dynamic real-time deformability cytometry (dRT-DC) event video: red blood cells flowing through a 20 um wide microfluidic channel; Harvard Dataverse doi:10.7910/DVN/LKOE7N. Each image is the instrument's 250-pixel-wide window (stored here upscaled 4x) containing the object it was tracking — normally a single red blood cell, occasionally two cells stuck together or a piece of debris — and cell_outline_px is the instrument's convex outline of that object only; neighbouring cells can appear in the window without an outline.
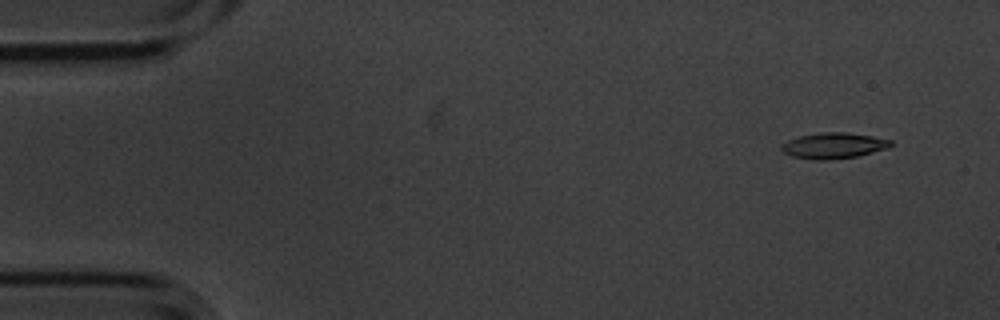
{"species": "common noctule bat (a hibernating species)", "species_latin": "Nyctalus noctula", "temperature_condition": "cold", "stored_images_in_passage": 5, "camera_frame_rate_fps": 3000, "um_per_image_px": 0.085, "animal": {"sex": "male", "body_mass_g": 20.1, "forearm_length_mm": 53.5}, "frame": {"image": 1, "passage_image": 1, "time_ms": 0.0, "image_size_px": [1000, 320], "cell_outline_px": [[892, 144], [888, 148], [856, 156], [828, 160], [816, 160], [792, 156], [784, 152], [780, 148], [780, 144], [788, 140], [800, 136], [820, 132], [848, 132], [872, 136], [892, 140]], "centroid_in_image_um": [70.84, 12.37], "position_along_channel_um": 14.2, "area_um2": 16.42}}
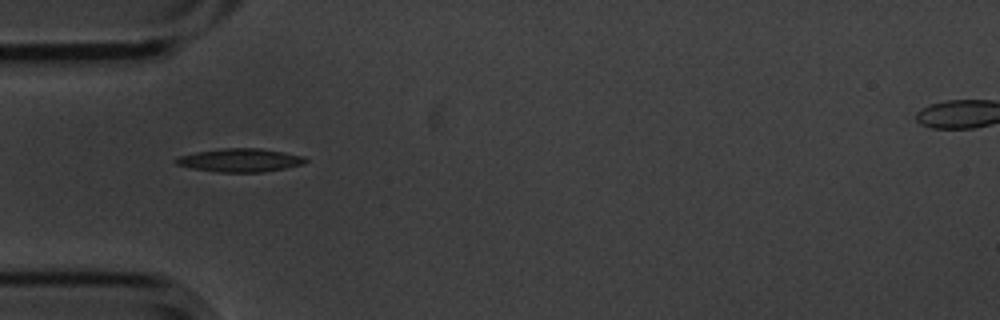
{"frame": {"image": 2, "passage_image": 4, "time_ms": 1.0, "image_size_px": [1000, 320], "cell_outline_px": [[308, 160], [304, 164], [264, 172], [216, 172], [192, 168], [176, 164], [172, 160], [180, 156], [196, 152], [224, 148], [260, 148], [284, 152], [304, 156]], "centroid_in_image_um": [20.42, 13.62], "position_along_channel_um": 64.6, "area_um2": 17.63}}
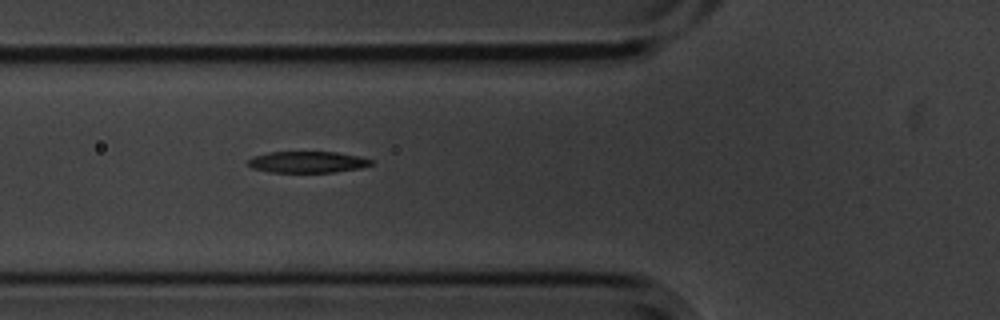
{"frame": {"image": 3, "passage_image": 5, "time_ms": 1.333, "image_size_px": [1000, 320], "cell_outline_px": [[372, 164], [360, 168], [336, 172], [268, 172], [252, 168], [248, 164], [248, 160], [252, 156], [268, 152], [336, 152], [360, 156], [372, 160]], "centroid_in_image_um": [26.11, 13.77], "position_along_channel_um": 99.7, "area_um2": 15.37}}